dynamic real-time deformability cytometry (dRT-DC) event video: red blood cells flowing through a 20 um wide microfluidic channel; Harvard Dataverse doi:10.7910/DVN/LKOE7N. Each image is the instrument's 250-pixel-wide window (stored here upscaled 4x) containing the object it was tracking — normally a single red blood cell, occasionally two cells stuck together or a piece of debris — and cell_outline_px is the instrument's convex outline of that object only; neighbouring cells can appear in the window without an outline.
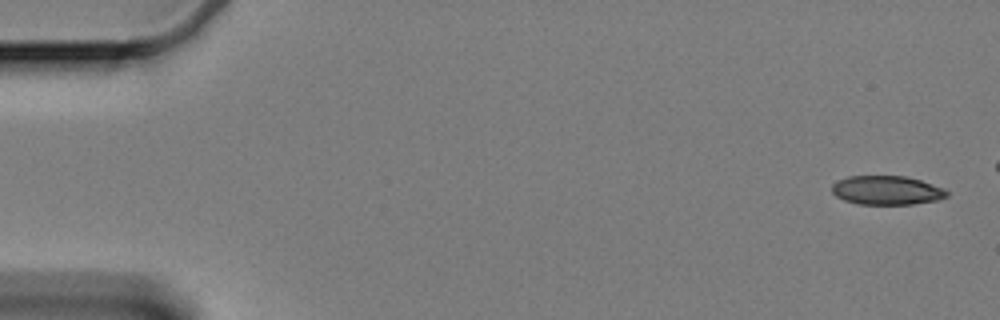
{"species": "Egyptian fruit bat (a non-hibernating species)", "species_latin": "Rousettus aegyptiacus", "temperature_condition": "cold", "stored_images_in_passage": 17, "camera_frame_rate_fps": 3000, "um_per_image_px": 0.085, "animal": {"sex": "female"}, "frame": {"image": 1, "passage_image": 1, "time_ms": 0.0, "image_size_px": [1000, 320], "cell_outline_px": [[948, 196], [940, 200], [912, 204], [856, 204], [844, 200], [836, 196], [832, 192], [832, 184], [836, 180], [848, 176], [908, 176], [944, 188], [948, 192]], "centroid_in_image_um": [75.37, 16.17], "position_along_channel_um": 9.6, "area_um2": 19.59}}